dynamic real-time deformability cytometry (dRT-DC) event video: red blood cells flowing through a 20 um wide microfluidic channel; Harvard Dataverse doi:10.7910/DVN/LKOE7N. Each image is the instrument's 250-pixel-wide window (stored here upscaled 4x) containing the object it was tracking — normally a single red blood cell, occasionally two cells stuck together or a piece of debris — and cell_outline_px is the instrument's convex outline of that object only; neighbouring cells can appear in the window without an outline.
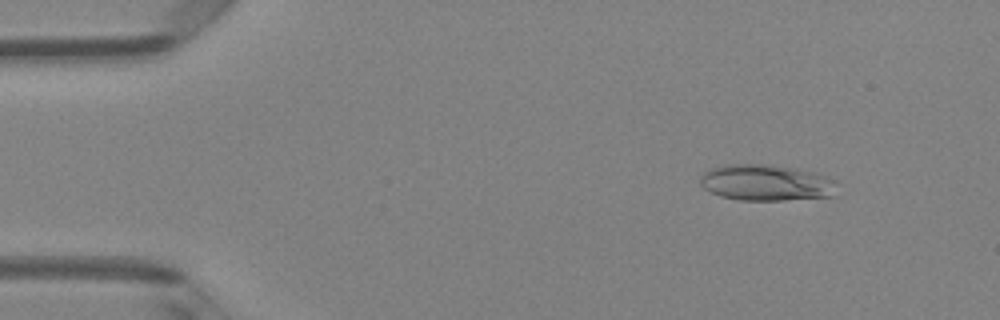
{"species": "Egyptian fruit bat (a non-hibernating species)", "species_latin": "Rousettus aegyptiacus", "temperature_condition": "room temperature", "stored_images_in_passage": 4, "camera_frame_rate_fps": 3000, "um_per_image_px": 0.085, "animal": {"sex": "female"}, "frame": {"image": 1, "passage_image": 2, "time_ms": 1.0, "image_size_px": [1000, 320], "cell_outline_px": [[832, 196], [784, 200], [740, 200], [720, 196], [704, 188], [700, 184], [700, 176], [708, 168], [724, 164], [764, 164], [792, 168], [812, 172], [824, 176], [832, 180]], "centroid_in_image_um": [64.99, 15.52], "position_along_channel_um": 20.0, "area_um2": 28.38}}